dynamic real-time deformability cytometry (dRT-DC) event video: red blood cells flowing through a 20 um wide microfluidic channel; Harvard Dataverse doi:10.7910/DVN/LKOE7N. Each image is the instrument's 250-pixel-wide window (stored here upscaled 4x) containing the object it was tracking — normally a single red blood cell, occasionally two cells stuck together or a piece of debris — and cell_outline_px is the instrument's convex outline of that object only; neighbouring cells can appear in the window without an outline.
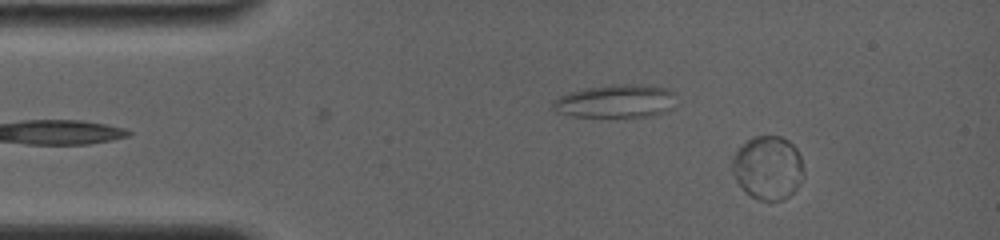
{"species": "common noctule bat (a hibernating species)", "species_latin": "Nyctalus noctula", "temperature_condition": "room temperature", "stored_images_in_passage": 15, "camera_frame_rate_fps": 4000, "um_per_image_px": 0.085, "animal": {"sex": "female", "body_mass_g": 19.0, "forearm_length_mm": 56.7}, "frame": {"image": 1, "passage_image": 4, "time_ms": 1.75, "image_size_px": [1000, 240], "cell_outline_px": [[804, 176], [800, 184], [784, 200], [756, 200], [736, 180], [732, 172], [732, 156], [748, 140], [756, 136], [780, 136], [788, 140], [796, 148], [800, 156], [804, 168]], "centroid_in_image_um": [65.3, 14.25], "position_along_channel_um": 19.7, "area_um2": 26.36}}
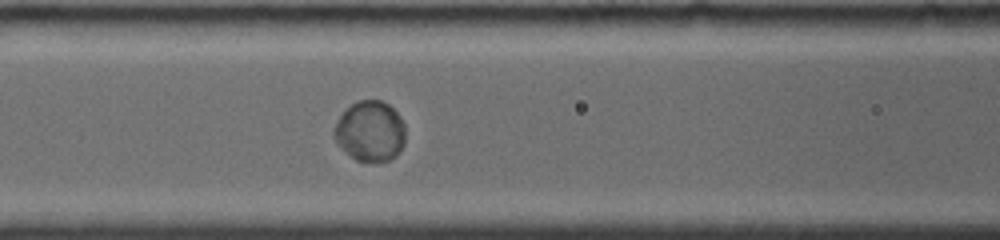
{"frame": {"image": 2, "passage_image": 11, "time_ms": 6.75, "image_size_px": [1000, 240], "cell_outline_px": [[404, 144], [400, 152], [396, 156], [388, 160], [356, 160], [332, 136], [332, 132], [336, 120], [344, 108], [360, 100], [380, 100], [388, 104], [400, 116], [404, 124]], "centroid_in_image_um": [31.45, 11.11], "position_along_channel_um": 135.1, "area_um2": 24.91}}
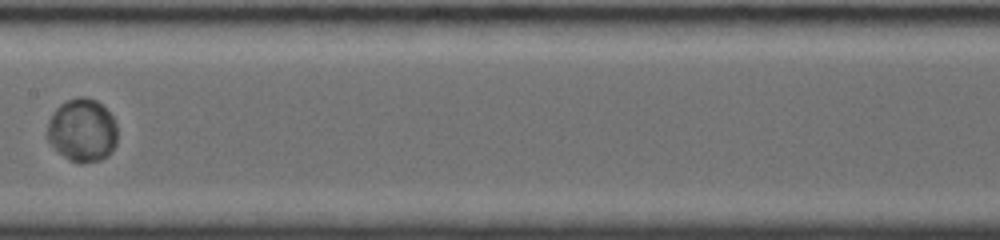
{"frame": {"image": 3, "passage_image": 14, "time_ms": 8.5, "image_size_px": [1000, 240], "cell_outline_px": [[116, 144], [112, 152], [108, 156], [100, 160], [80, 164], [64, 156], [48, 140], [48, 120], [52, 112], [60, 104], [68, 100], [80, 96], [84, 96], [96, 100], [112, 116], [116, 124]], "centroid_in_image_um": [7.0, 11.07], "position_along_channel_um": 200.4, "area_um2": 25.66}}